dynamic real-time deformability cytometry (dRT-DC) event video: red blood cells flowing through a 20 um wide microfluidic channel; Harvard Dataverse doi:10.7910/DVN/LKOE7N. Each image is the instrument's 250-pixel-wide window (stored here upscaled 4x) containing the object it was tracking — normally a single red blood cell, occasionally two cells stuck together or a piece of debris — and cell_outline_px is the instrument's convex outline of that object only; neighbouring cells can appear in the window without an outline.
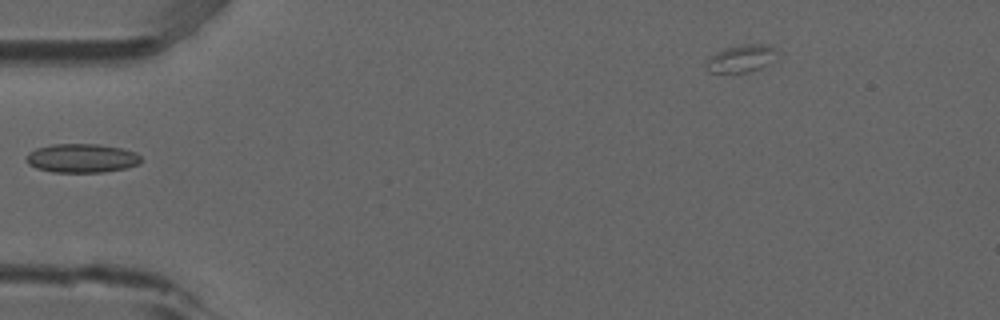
{"species": "common noctule bat (a hibernating species)", "species_latin": "Nyctalus noctula", "temperature_condition": "room temperature", "stored_images_in_passage": 3, "camera_frame_rate_fps": 3000, "um_per_image_px": 0.085, "animal": {"sex": "male", "forearm_length_mm": 52.5}, "frame": {"image": 1, "passage_image": 2, "time_ms": 0.333, "image_size_px": [1000, 320], "cell_outline_px": [[144, 160], [140, 164], [128, 168], [100, 172], [52, 172], [36, 168], [28, 164], [28, 152], [36, 148], [52, 144], [100, 144], [120, 148], [136, 152]], "centroid_in_image_um": [7.0, 13.44], "position_along_channel_um": 78.0, "area_um2": 19.42}}
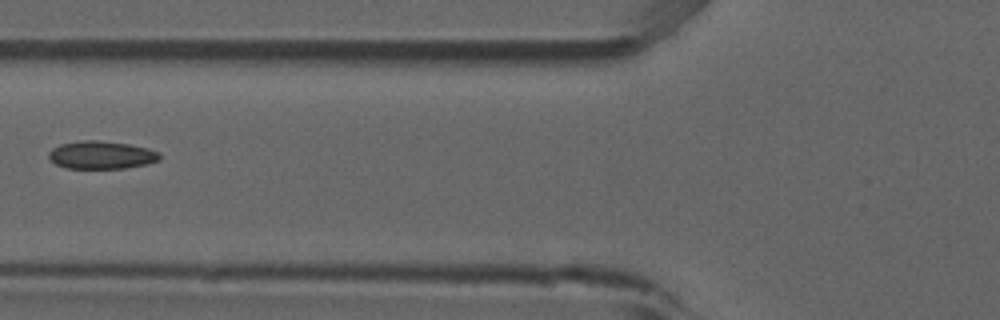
{"frame": {"image": 2, "passage_image": 3, "time_ms": 0.667, "image_size_px": [1000, 320], "cell_outline_px": [[160, 160], [144, 164], [124, 168], [64, 168], [56, 164], [48, 156], [48, 152], [52, 148], [60, 144], [84, 140], [100, 140], [128, 144], [148, 148], [160, 152]], "centroid_in_image_um": [8.61, 13.17], "position_along_channel_um": 117.2, "area_um2": 17.98}}